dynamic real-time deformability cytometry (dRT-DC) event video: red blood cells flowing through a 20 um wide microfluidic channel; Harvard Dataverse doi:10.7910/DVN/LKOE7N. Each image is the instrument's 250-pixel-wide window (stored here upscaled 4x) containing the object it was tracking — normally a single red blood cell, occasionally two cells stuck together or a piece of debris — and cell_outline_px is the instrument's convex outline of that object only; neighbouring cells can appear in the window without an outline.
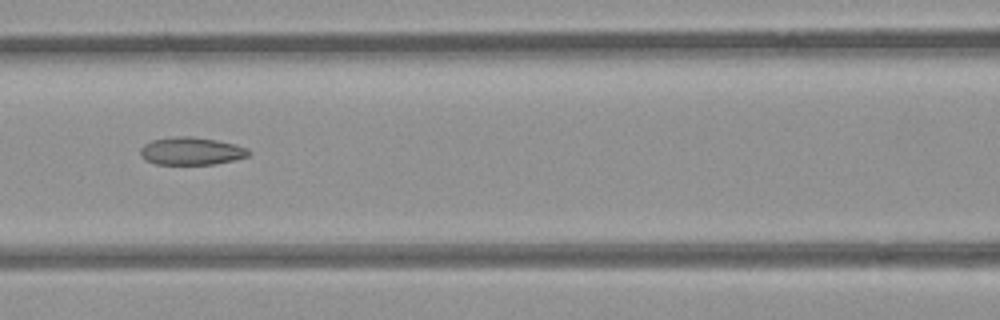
{"species": "common noctule bat (a hibernating species)", "species_latin": "Nyctalus noctula", "temperature_condition": "room temperature", "stored_images_in_passage": 7, "camera_frame_rate_fps": 3000, "um_per_image_px": 0.085, "animal": {"sex": "female", "body_mass_g": 21.9}, "frame": {"image": 1, "passage_image": 7, "time_ms": 7.667, "image_size_px": [1000, 320], "cell_outline_px": [[252, 152], [248, 156], [236, 160], [212, 164], [156, 164], [144, 160], [140, 156], [140, 148], [144, 144], [152, 140], [176, 136], [192, 136], [216, 140], [236, 144], [248, 148]], "centroid_in_image_um": [16.27, 12.84], "position_along_channel_um": 150.3, "area_um2": 17.69}}